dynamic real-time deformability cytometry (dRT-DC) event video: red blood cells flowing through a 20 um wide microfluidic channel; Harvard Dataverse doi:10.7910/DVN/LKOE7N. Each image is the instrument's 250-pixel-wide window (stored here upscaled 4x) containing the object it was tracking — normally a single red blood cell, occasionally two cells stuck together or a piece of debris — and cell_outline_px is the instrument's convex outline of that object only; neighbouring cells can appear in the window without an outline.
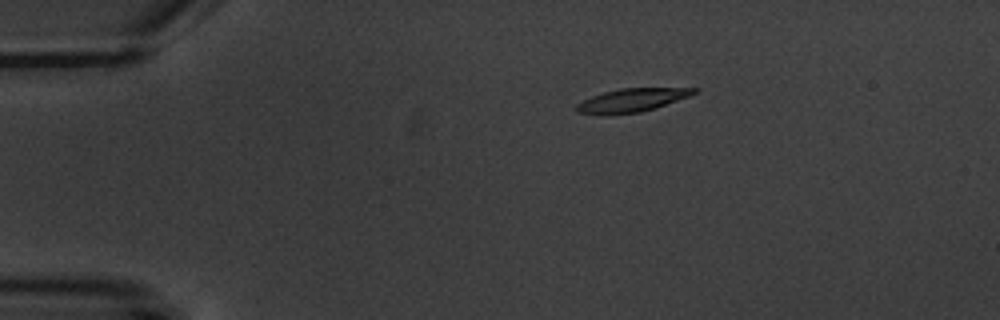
{"species": "common noctule bat (a hibernating species)", "species_latin": "Nyctalus noctula", "temperature_condition": "warm", "stored_images_in_passage": 7, "camera_frame_rate_fps": 3000, "um_per_image_px": 0.085, "animal": {"sex": "male", "body_mass_g": 20.1, "forearm_length_mm": 53.5}, "frame": {"image": 1, "passage_image": 4, "time_ms": 3.667, "image_size_px": [1000, 320], "cell_outline_px": [[700, 88], [696, 92], [688, 96], [656, 108], [640, 112], [576, 112], [576, 104], [592, 96], [604, 92], [620, 88]], "centroid_in_image_um": [53.78, 8.47], "position_along_channel_um": 31.2, "area_um2": 15.14}}